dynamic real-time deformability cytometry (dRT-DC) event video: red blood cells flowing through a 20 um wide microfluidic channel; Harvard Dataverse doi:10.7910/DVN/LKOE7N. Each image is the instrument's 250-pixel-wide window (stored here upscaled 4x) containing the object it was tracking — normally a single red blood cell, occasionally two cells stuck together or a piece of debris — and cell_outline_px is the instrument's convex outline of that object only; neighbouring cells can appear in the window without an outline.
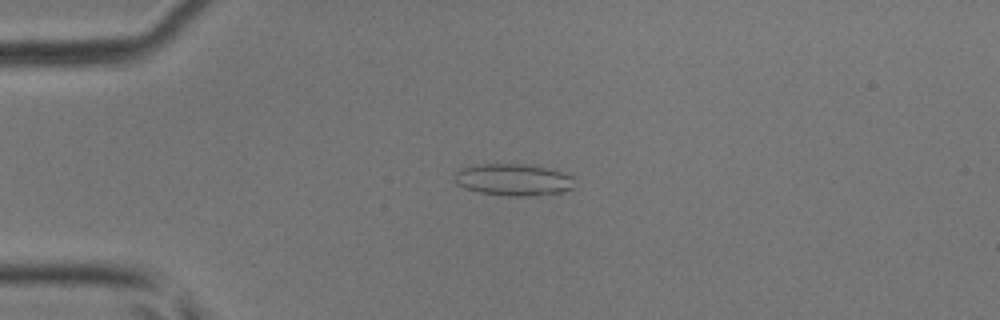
{"species": "common noctule bat (a hibernating species)", "species_latin": "Nyctalus noctula", "temperature_condition": "room temperature", "stored_images_in_passage": 49, "camera_frame_rate_fps": 3000, "um_per_image_px": 0.085, "animal": {"sex": "male", "body_mass_g": 17.9, "forearm_length_mm": 54.2}, "frame": {"image": 1, "passage_image": 13, "time_ms": 4.0, "image_size_px": [1000, 320], "cell_outline_px": [[572, 188], [564, 192], [532, 196], [508, 196], [480, 192], [464, 188], [456, 184], [452, 180], [452, 176], [460, 168], [480, 164], [528, 164], [560, 172], [572, 176]], "centroid_in_image_um": [43.56, 15.28], "position_along_channel_um": 41.4, "area_um2": 22.31}}
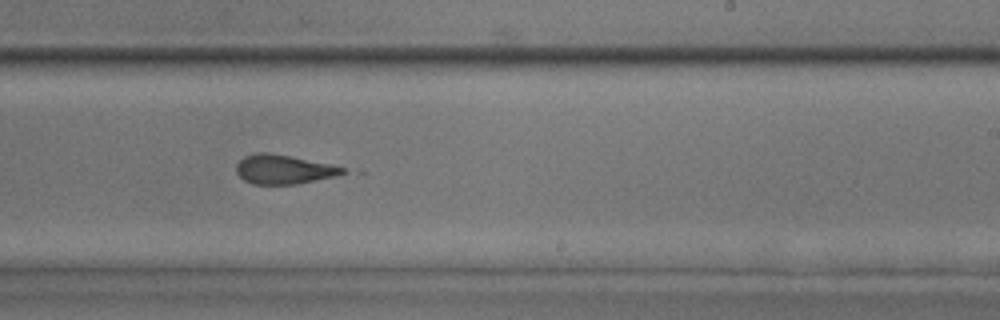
{"frame": {"image": 2, "passage_image": 31, "time_ms": 10.0, "image_size_px": [1000, 320], "cell_outline_px": [[348, 172], [332, 176], [296, 184], [252, 184], [244, 180], [236, 172], [236, 164], [244, 156], [256, 152], [268, 152], [328, 164], [344, 168]], "centroid_in_image_um": [24.03, 14.39], "position_along_channel_um": 265.0, "area_um2": 17.74}}
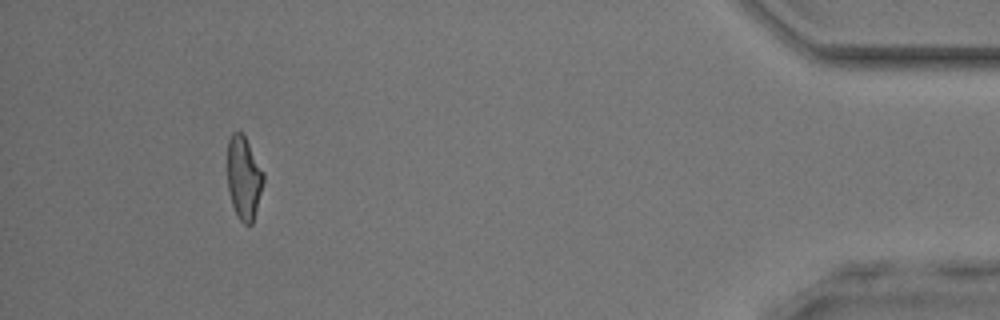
{"frame": {"image": 3, "passage_image": 46, "time_ms": 15.0, "image_size_px": [1000, 320], "cell_outline_px": [[264, 180], [252, 224], [244, 224], [240, 220], [232, 204], [228, 188], [228, 140], [232, 132], [240, 132], [244, 136], [264, 172]], "centroid_in_image_um": [20.72, 15.11], "position_along_channel_um": 414.5, "area_um2": 17.11}, "authors_computed_cell_mechanics": {"area_um2": 19.9988, "velocity_mm_per_s": 4.2583, "shape_relaxation_time_tau1_ms": null, "shape_relaxation_time_tau2_ms": 1.3648, "deformation_change_tau1": null, "deformation_change_tau2": 0.0981}}